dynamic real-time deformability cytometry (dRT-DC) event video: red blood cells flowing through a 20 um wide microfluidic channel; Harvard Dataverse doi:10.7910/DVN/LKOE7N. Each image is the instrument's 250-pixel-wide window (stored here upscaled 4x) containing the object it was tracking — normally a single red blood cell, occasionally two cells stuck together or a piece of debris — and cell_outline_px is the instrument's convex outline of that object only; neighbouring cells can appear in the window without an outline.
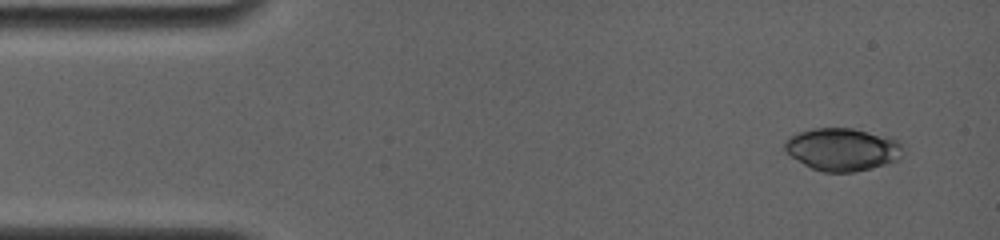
{"species": "common noctule bat (a hibernating species)", "species_latin": "Nyctalus noctula", "temperature_condition": "room temperature", "stored_images_in_passage": 6, "camera_frame_rate_fps": 4000, "um_per_image_px": 0.085, "animal": {"sex": "female", "body_mass_g": 19.0, "forearm_length_mm": 56.7}, "frame": {"image": 1, "passage_image": 1, "time_ms": 0.0, "image_size_px": [1000, 240], "cell_outline_px": [[900, 160], [872, 168], [852, 172], [824, 172], [812, 168], [804, 164], [792, 156], [784, 148], [784, 140], [800, 132], [812, 128], [852, 128], [888, 136], [896, 140], [900, 144]], "centroid_in_image_um": [71.6, 12.69], "position_along_channel_um": 13.4, "area_um2": 29.13}}
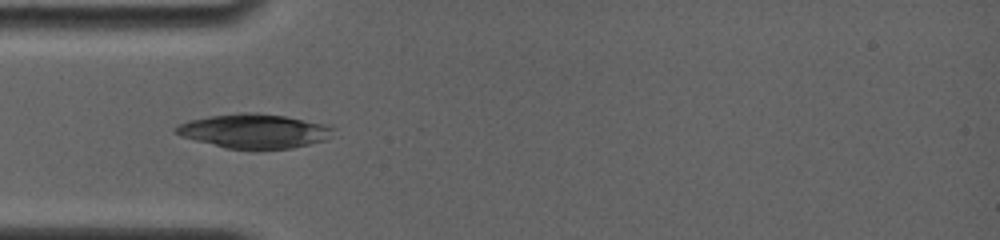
{"frame": {"image": 2, "passage_image": 5, "time_ms": 3.75, "image_size_px": [1000, 240], "cell_outline_px": [[336, 128], [324, 140], [292, 148], [256, 152], [224, 148], [180, 136], [172, 128], [188, 120], [208, 116], [240, 112], [256, 112], [284, 116], [320, 124]], "centroid_in_image_um": [21.52, 11.17], "position_along_channel_um": 63.5, "area_um2": 31.85}}